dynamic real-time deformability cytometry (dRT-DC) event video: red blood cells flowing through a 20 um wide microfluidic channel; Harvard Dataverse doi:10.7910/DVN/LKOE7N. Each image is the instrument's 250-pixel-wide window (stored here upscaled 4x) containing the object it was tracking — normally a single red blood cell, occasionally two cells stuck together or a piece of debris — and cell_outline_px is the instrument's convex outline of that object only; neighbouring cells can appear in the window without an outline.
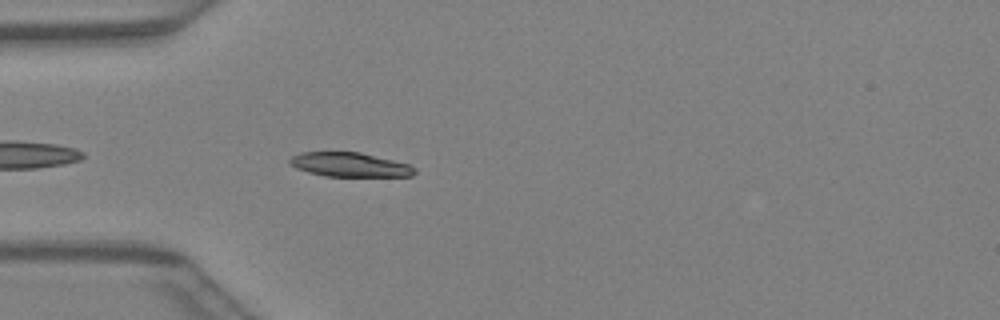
{"species": "Egyptian fruit bat (a non-hibernating species)", "species_latin": "Rousettus aegyptiacus", "temperature_condition": "warm", "stored_images_in_passage": 9, "camera_frame_rate_fps": 3000, "um_per_image_px": 0.085, "animal": {"sex": "female"}, "frame": {"image": 1, "passage_image": 3, "time_ms": 0.667, "image_size_px": [1000, 320], "cell_outline_px": [[416, 172], [412, 176], [324, 176], [308, 172], [296, 168], [288, 164], [288, 160], [292, 156], [300, 152], [360, 152], [408, 164], [416, 168]], "centroid_in_image_um": [29.69, 14.0], "position_along_channel_um": 55.3, "area_um2": 17.63}}
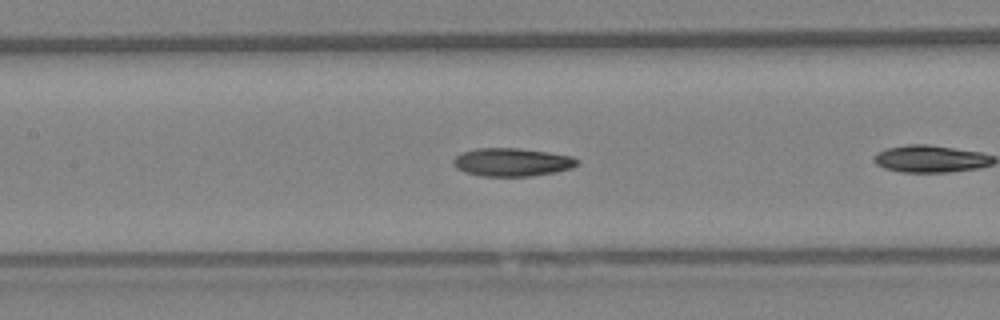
{"frame": {"image": 2, "passage_image": 8, "time_ms": 2.333, "image_size_px": [1000, 320], "cell_outline_px": [[580, 164], [572, 168], [556, 172], [528, 176], [480, 176], [464, 172], [456, 168], [452, 164], [452, 160], [456, 156], [464, 152], [476, 148], [520, 148], [548, 152], [572, 156], [580, 160]], "centroid_in_image_um": [43.54, 13.78], "position_along_channel_um": 163.9, "area_um2": 20.52}}